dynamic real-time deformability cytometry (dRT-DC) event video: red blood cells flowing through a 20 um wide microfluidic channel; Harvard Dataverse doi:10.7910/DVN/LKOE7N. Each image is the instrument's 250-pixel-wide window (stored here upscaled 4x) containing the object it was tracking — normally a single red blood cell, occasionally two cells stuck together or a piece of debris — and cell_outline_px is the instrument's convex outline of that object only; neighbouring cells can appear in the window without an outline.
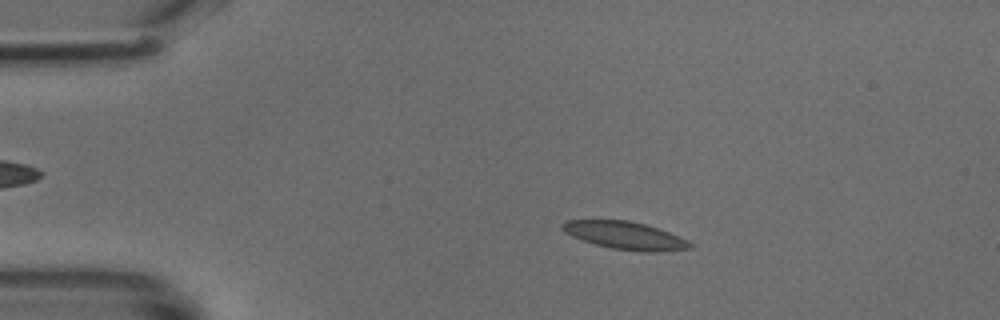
{"species": "common noctule bat (a hibernating species)", "species_latin": "Nyctalus noctula", "temperature_condition": "cold", "stored_images_in_passage": 49, "camera_frame_rate_fps": 3000, "um_per_image_px": 0.085, "animal": {"sex": "male", "body_mass_g": 18.8}, "frame": {"image": 1, "passage_image": 9, "time_ms": 2.667, "image_size_px": [1000, 320], "cell_outline_px": [[692, 248], [656, 252], [644, 252], [612, 248], [596, 244], [572, 236], [564, 232], [560, 228], [560, 224], [568, 220], [628, 220], [644, 224], [668, 232], [688, 240], [692, 244]], "centroid_in_image_um": [53.12, 20.01], "position_along_channel_um": 31.9, "area_um2": 20.4}}
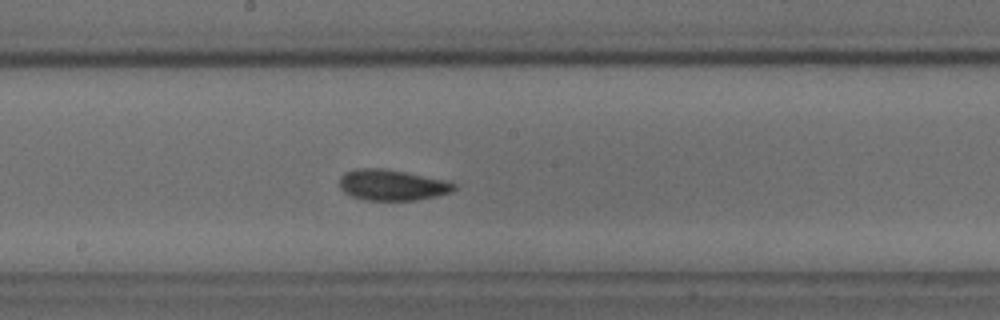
{"frame": {"image": 2, "passage_image": 26, "time_ms": 8.333, "image_size_px": [1000, 320], "cell_outline_px": [[456, 188], [452, 192], [436, 196], [416, 200], [364, 200], [352, 196], [344, 192], [340, 188], [340, 176], [344, 172], [356, 168], [388, 168], [444, 180], [456, 184]], "centroid_in_image_um": [33.3, 15.71], "position_along_channel_um": 214.9, "area_um2": 20.75}}
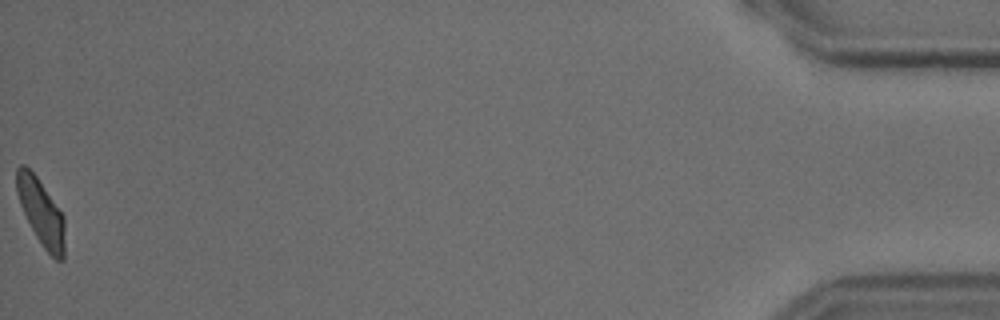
{"frame": {"image": 3, "passage_image": 49, "time_ms": 16.0, "image_size_px": [1000, 320], "cell_outline_px": [[64, 260], [56, 260], [44, 248], [36, 236], [20, 204], [16, 192], [16, 168], [20, 164], [24, 164], [36, 176], [64, 216]], "centroid_in_image_um": [3.48, 18.03], "position_along_channel_um": 431.7, "area_um2": 18.26}}